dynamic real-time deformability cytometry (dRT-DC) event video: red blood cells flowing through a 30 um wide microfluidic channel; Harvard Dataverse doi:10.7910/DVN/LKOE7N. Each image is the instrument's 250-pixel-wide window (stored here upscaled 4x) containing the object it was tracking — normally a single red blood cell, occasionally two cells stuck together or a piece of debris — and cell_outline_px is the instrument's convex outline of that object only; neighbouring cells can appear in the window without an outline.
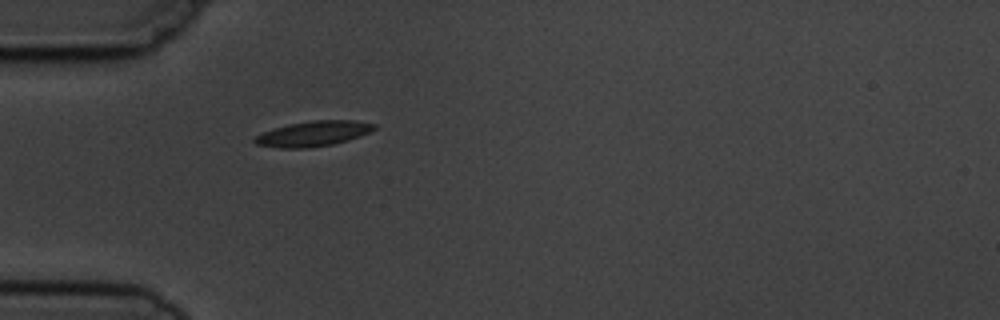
{"species": "common noctule bat (a hibernating species)", "species_latin": "Nyctalus noctula", "temperature_condition": "cold", "stored_images_in_passage": 1, "camera_frame_rate_fps": 3000, "um_per_image_px": 0.085, "animal": {"sex": "male", "body_mass_g": 19.5, "forearm_length_mm": 54.6}, "frame": {"image": 1, "passage_image": 1, "time_ms": 0.0, "image_size_px": [1000, 320], "cell_outline_px": [[376, 128], [360, 136], [348, 140], [332, 144], [308, 148], [280, 148], [256, 144], [252, 140], [256, 136], [264, 132], [288, 124], [312, 120], [356, 120], [376, 124]], "centroid_in_image_um": [26.64, 11.36], "position_along_channel_um": 58.4, "area_um2": 17.46}}